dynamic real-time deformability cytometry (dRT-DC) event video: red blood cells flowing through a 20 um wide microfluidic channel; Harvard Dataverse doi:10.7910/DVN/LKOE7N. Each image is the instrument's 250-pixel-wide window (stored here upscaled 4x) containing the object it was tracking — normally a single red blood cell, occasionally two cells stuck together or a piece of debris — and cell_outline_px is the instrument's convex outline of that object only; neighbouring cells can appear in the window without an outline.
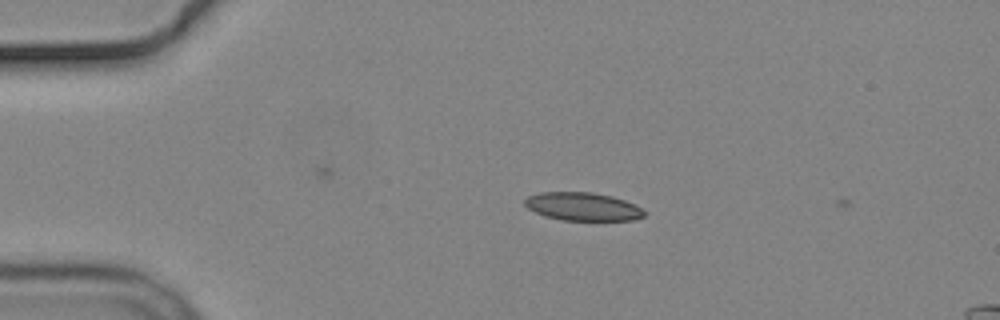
{"species": "common noctule bat (a hibernating species)", "species_latin": "Nyctalus noctula", "temperature_condition": "cold", "stored_images_in_passage": 3, "camera_frame_rate_fps": 3000, "um_per_image_px": 0.085, "animal": {"sex": "male", "body_mass_g": 19.2, "forearm_length_mm": 51.8}, "frame": {"image": 1, "passage_image": 1, "time_ms": 0.0, "image_size_px": [1000, 320], "cell_outline_px": [[644, 216], [632, 220], [560, 220], [544, 216], [528, 208], [524, 204], [524, 200], [528, 196], [540, 192], [592, 192], [612, 196], [624, 200], [640, 208], [644, 212]], "centroid_in_image_um": [49.48, 17.55], "position_along_channel_um": 35.5, "area_um2": 19.48}}